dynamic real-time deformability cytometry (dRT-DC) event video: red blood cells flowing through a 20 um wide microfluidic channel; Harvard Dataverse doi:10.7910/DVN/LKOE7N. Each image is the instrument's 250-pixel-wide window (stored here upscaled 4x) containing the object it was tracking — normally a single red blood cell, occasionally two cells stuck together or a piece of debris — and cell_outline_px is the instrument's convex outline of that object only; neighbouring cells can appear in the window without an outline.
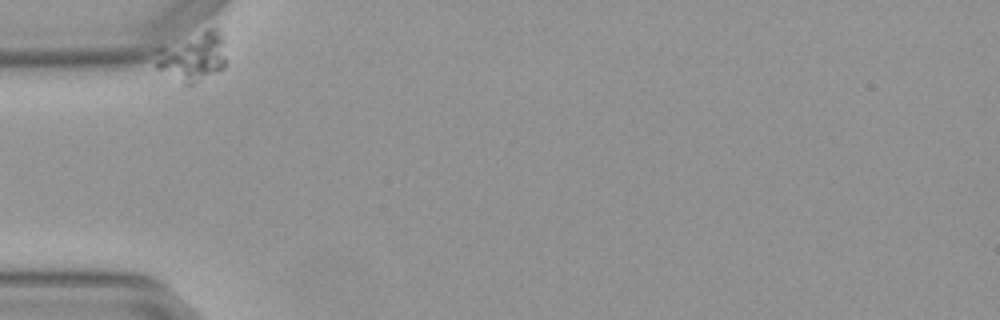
{"species": "Egyptian fruit bat (a non-hibernating species)", "species_latin": "Rousettus aegyptiacus", "temperature_condition": "warm", "stored_images_in_passage": 5, "camera_frame_rate_fps": 3000, "um_per_image_px": 0.085, "animal": {"sex": "female"}, "frame": {"image": 1, "passage_image": 1, "time_ms": 0.0, "image_size_px": [1000, 320], "cell_outline_px": [[224, 68], [220, 72], [192, 84], [184, 84], [156, 68], [156, 60], [160, 48], [204, 28], [216, 28], [224, 32]], "centroid_in_image_um": [16.45, 4.79], "position_along_channel_um": 68.6, "area_um2": 20.23}}
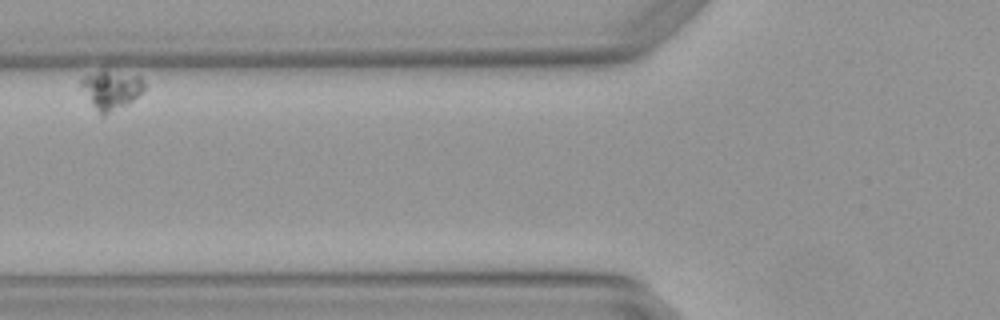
{"frame": {"image": 2, "passage_image": 3, "time_ms": 0.667, "image_size_px": [1000, 320], "cell_outline_px": [[148, 84], [128, 104], [104, 116], [100, 116], [92, 104], [80, 84], [80, 80], [84, 76], [104, 68], [140, 76]], "centroid_in_image_um": [9.46, 7.6], "position_along_channel_um": 116.3, "area_um2": 14.51}}
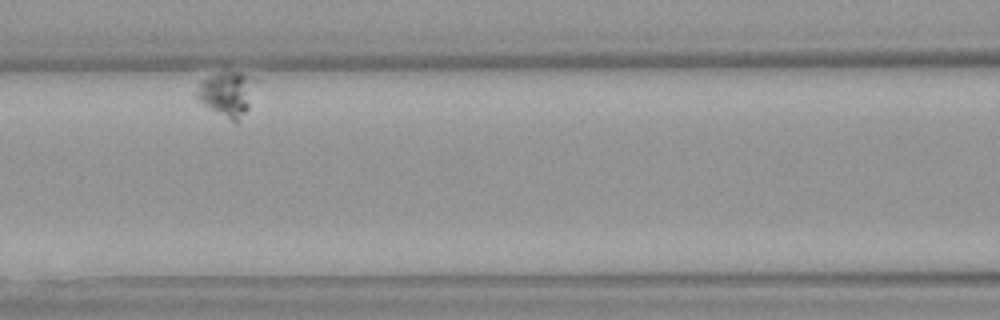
{"frame": {"image": 3, "passage_image": 4, "time_ms": 1.0, "image_size_px": [1000, 320], "cell_outline_px": [[248, 108], [240, 120], [236, 124], [216, 112], [204, 104], [196, 96], [196, 92], [200, 80], [216, 72], [240, 72], [248, 76]], "centroid_in_image_um": [19.16, 8.0], "position_along_channel_um": 147.4, "area_um2": 14.28}}